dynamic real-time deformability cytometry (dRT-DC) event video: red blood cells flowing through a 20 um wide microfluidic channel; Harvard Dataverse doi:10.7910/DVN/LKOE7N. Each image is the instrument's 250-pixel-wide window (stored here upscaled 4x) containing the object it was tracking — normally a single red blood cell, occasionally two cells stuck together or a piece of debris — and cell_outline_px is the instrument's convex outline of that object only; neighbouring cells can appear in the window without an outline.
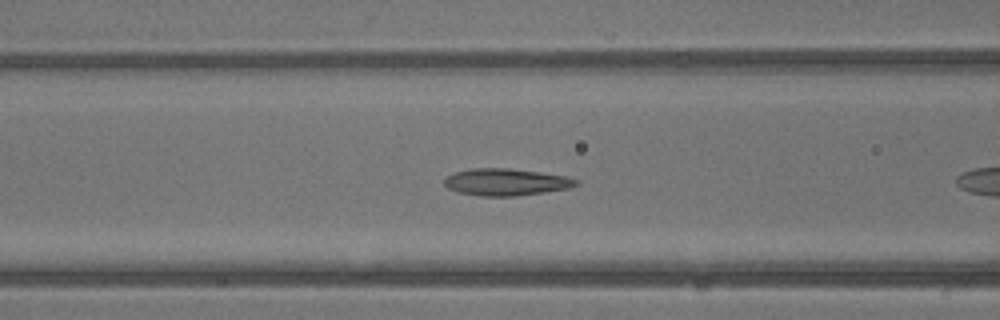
{"species": "common noctule bat (a hibernating species)", "species_latin": "Nyctalus noctula", "temperature_condition": "warm", "stored_images_in_passage": 31, "camera_frame_rate_fps": 3000, "um_per_image_px": 0.085, "animal": {"sex": "male", "body_mass_g": 13.3}, "frame": {"image": 1, "passage_image": 6, "time_ms": 1.667, "image_size_px": [1000, 320], "cell_outline_px": [[580, 184], [568, 188], [544, 192], [516, 196], [480, 196], [456, 192], [448, 188], [444, 184], [444, 176], [452, 172], [472, 168], [508, 168], [540, 172], [564, 176], [580, 180]], "centroid_in_image_um": [42.96, 15.47], "position_along_channel_um": 123.6, "area_um2": 20.92}}
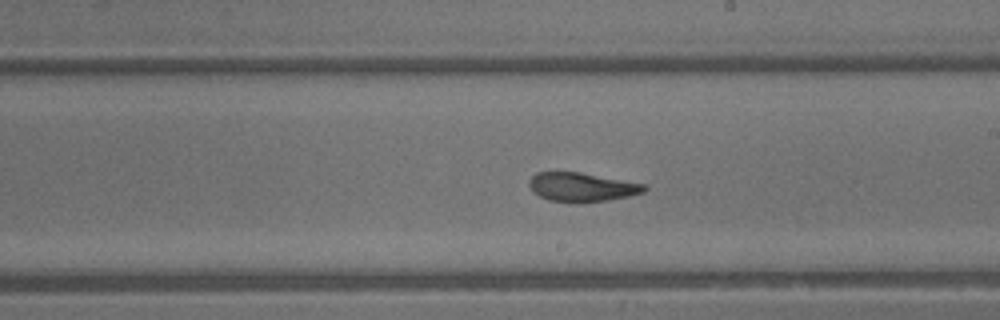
{"frame": {"image": 2, "passage_image": 13, "time_ms": 4.0, "image_size_px": [1000, 320], "cell_outline_px": [[648, 188], [644, 192], [628, 196], [608, 200], [576, 204], [548, 200], [532, 192], [528, 184], [528, 180], [536, 172], [580, 172], [644, 184]], "centroid_in_image_um": [49.41, 15.92], "position_along_channel_um": 239.6, "area_um2": 19.65}}
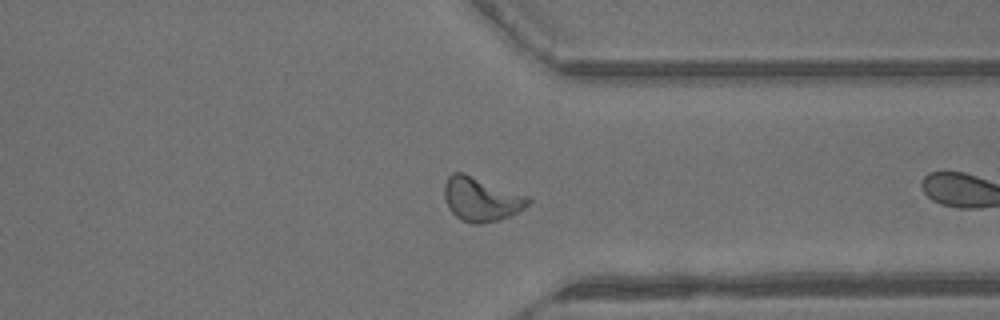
{"frame": {"image": 3, "passage_image": 21, "time_ms": 6.667, "image_size_px": [1000, 320], "cell_outline_px": [[532, 200], [524, 208], [508, 216], [496, 220], [480, 224], [472, 224], [460, 220], [448, 208], [444, 196], [444, 184], [448, 176], [452, 172], [464, 172], [528, 196]], "centroid_in_image_um": [40.86, 16.91], "position_along_channel_um": 370.5, "area_um2": 21.5}, "authors_computed_cell_mechanics": {"area_um2": 20.3456, "velocity_mm_per_s": 4.9739, "shape_relaxation_time_tau1_ms": 5.0748, "shape_relaxation_time_tau2_ms": 1.0935, "deformation_change_tau1": 0.1786, "deformation_change_tau2": 0.0929}}